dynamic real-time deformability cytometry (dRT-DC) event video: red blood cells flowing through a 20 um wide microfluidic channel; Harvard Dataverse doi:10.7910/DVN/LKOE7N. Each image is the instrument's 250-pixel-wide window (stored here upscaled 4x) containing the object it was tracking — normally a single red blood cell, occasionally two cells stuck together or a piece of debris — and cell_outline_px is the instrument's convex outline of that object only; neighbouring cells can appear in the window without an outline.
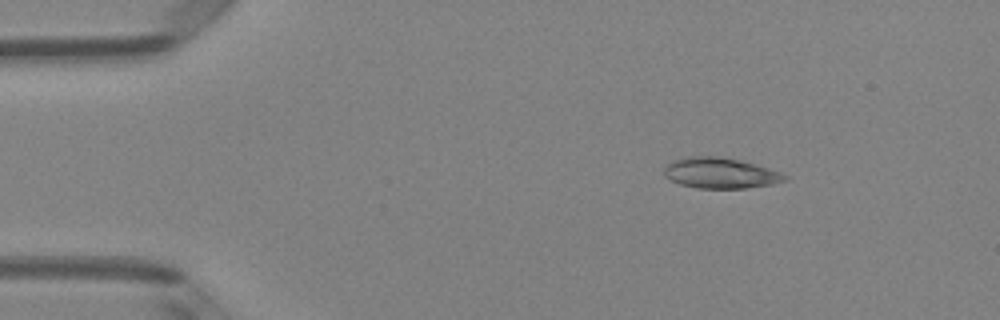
{"species": "Egyptian fruit bat (a non-hibernating species)", "species_latin": "Rousettus aegyptiacus", "temperature_condition": "room temperature", "stored_images_in_passage": 5, "camera_frame_rate_fps": 3000, "um_per_image_px": 0.085, "animal": {"sex": "female"}, "frame": {"image": 1, "passage_image": 3, "time_ms": 0.667, "image_size_px": [1000, 320], "cell_outline_px": [[788, 176], [784, 180], [772, 184], [744, 188], [696, 188], [680, 184], [664, 176], [664, 168], [672, 160], [688, 156], [720, 156], [740, 160], [756, 164], [780, 172]], "centroid_in_image_um": [61.2, 14.7], "position_along_channel_um": 23.8, "area_um2": 21.5}}